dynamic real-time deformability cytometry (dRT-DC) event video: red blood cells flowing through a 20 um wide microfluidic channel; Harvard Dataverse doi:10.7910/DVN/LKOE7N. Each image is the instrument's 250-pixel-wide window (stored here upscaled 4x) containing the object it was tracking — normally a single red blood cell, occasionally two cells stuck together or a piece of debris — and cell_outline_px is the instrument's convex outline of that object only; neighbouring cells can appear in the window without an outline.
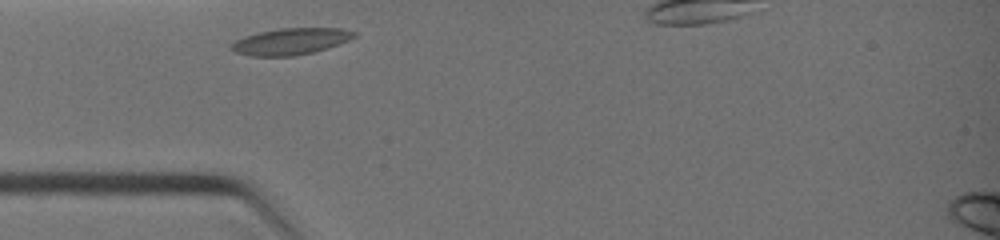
{"species": "common noctule bat (a hibernating species)", "species_latin": "Nyctalus noctula", "temperature_condition": "warm", "stored_images_in_passage": 2, "camera_frame_rate_fps": 3000, "um_per_image_px": 0.085, "animal": {"sex": "female", "body_mass_g": 19.0, "forearm_length_mm": 51.5}, "frame": {"image": 1, "passage_image": 1, "time_ms": 0.0, "image_size_px": [1000, 240], "cell_outline_px": [[356, 36], [348, 40], [328, 48], [312, 52], [292, 56], [252, 56], [236, 52], [232, 48], [232, 44], [236, 40], [244, 36], [260, 32], [280, 28], [344, 28], [356, 32]], "centroid_in_image_um": [24.74, 3.51], "position_along_channel_um": 60.3, "area_um2": 18.79}}
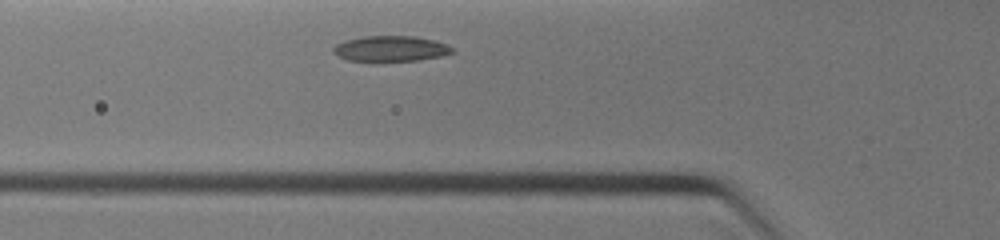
{"frame": {"image": 2, "passage_image": 2, "time_ms": 0.667, "image_size_px": [1000, 240], "cell_outline_px": [[456, 52], [440, 56], [420, 60], [348, 60], [332, 52], [332, 48], [336, 44], [348, 40], [364, 36], [412, 36], [432, 40], [448, 44]], "centroid_in_image_um": [33.24, 4.12], "position_along_channel_um": 92.6, "area_um2": 17.34}}